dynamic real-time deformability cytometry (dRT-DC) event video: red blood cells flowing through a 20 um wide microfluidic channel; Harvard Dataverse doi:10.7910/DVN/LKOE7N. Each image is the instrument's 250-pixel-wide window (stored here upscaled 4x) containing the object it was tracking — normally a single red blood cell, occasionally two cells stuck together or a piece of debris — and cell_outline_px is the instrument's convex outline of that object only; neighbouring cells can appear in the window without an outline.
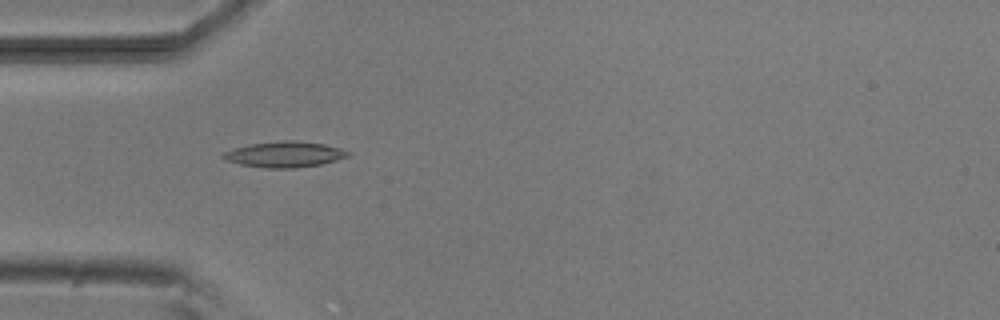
{"species": "common noctule bat (a hibernating species)", "species_latin": "Nyctalus noctula", "temperature_condition": "room temperature", "stored_images_in_passage": 6, "camera_frame_rate_fps": 3000, "um_per_image_px": 0.085, "animal": {"sex": "male", "body_mass_g": 20.5, "forearm_length_mm": 52.5}, "frame": {"image": 1, "passage_image": 4, "time_ms": 4.333, "image_size_px": [1000, 320], "cell_outline_px": [[352, 152], [348, 156], [336, 160], [320, 164], [292, 168], [268, 168], [240, 164], [224, 160], [220, 156], [224, 152], [248, 144], [284, 140], [296, 140], [324, 144], [340, 148]], "centroid_in_image_um": [24.18, 13.11], "position_along_channel_um": 60.8, "area_um2": 18.67}}